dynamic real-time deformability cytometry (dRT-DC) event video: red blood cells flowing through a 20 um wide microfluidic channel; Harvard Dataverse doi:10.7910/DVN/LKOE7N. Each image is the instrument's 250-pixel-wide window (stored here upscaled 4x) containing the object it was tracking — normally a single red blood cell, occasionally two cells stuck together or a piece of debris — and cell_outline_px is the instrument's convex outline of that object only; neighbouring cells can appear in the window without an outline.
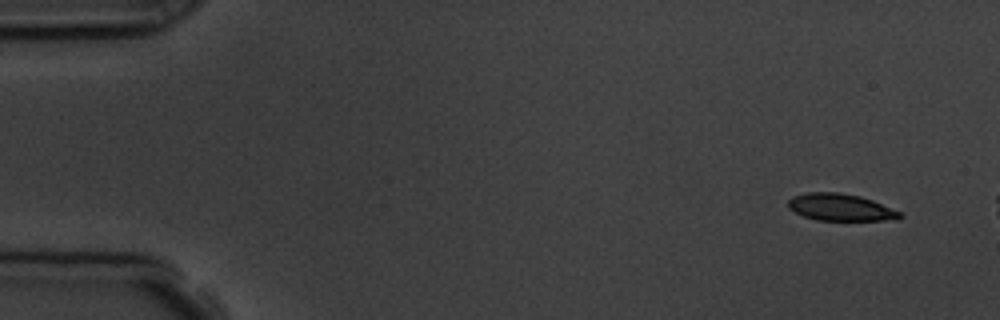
{"species": "common noctule bat (a hibernating species)", "species_latin": "Nyctalus noctula", "temperature_condition": "room temperature", "stored_images_in_passage": 4, "camera_frame_rate_fps": 3000, "um_per_image_px": 0.085, "animal": {"sex": "male", "body_mass_g": 19.5, "forearm_length_mm": 54.6}, "frame": {"image": 1, "passage_image": 1, "time_ms": 0.0, "image_size_px": [1000, 320], "cell_outline_px": [[904, 216], [900, 220], [816, 220], [804, 216], [788, 208], [788, 200], [792, 196], [808, 192], [840, 192], [860, 196], [872, 200], [900, 212]], "centroid_in_image_um": [71.45, 17.62], "position_along_channel_um": 13.6, "area_um2": 17.63}}